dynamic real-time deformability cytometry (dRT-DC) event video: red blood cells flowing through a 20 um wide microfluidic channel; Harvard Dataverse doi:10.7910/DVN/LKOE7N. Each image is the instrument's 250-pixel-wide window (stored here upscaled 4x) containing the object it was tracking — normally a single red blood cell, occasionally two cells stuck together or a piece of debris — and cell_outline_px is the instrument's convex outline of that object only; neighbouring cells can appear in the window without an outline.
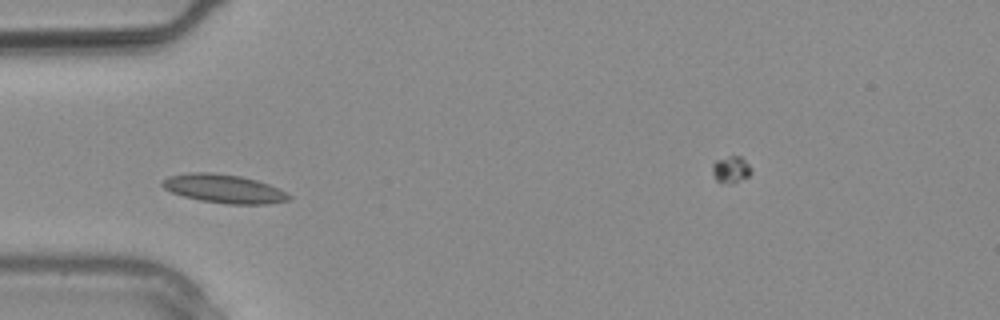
{"species": "common noctule bat (a hibernating species)", "species_latin": "Nyctalus noctula", "temperature_condition": "warm", "stored_images_in_passage": 1, "camera_frame_rate_fps": 3000, "um_per_image_px": 0.085, "animal": {"sex": "male", "body_mass_g": 20.4}, "frame": {"image": 1, "passage_image": 1, "time_ms": 0.0, "image_size_px": [1000, 320], "cell_outline_px": [[292, 196], [288, 200], [268, 204], [224, 204], [200, 200], [184, 196], [172, 192], [164, 188], [160, 184], [168, 176], [188, 172], [212, 172], [240, 176], [256, 180], [268, 184]], "centroid_in_image_um": [19.0, 16.04], "position_along_channel_um": 66.0, "area_um2": 20.98}}